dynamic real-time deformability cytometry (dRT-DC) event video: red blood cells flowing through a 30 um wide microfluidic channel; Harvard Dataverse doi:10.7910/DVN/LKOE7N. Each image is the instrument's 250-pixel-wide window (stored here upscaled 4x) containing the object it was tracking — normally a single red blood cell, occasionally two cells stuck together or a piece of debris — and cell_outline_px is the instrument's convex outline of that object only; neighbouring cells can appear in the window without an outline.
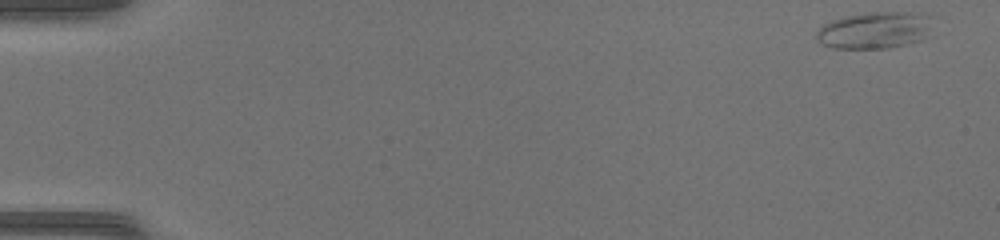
{"species": "common noctule bat (a hibernating species)", "species_latin": "Nyctalus noctula", "temperature_condition": "warm", "stored_images_in_passage": 49, "camera_frame_rate_fps": 3000, "um_per_image_px": 0.085, "animal": {"sex": "female", "body_mass_g": 17.0, "forearm_length_mm": 48.0}, "frame": {"image": 1, "passage_image": 1, "time_ms": 0.0, "image_size_px": [1000, 240], "cell_outline_px": [[928, 36], [920, 40], [908, 44], [888, 48], [832, 48], [820, 44], [816, 40], [816, 32], [824, 24], [832, 20], [848, 16], [872, 12], [920, 12], [928, 16]], "centroid_in_image_um": [74.3, 2.58], "position_along_channel_um": 10.7, "area_um2": 24.74}}
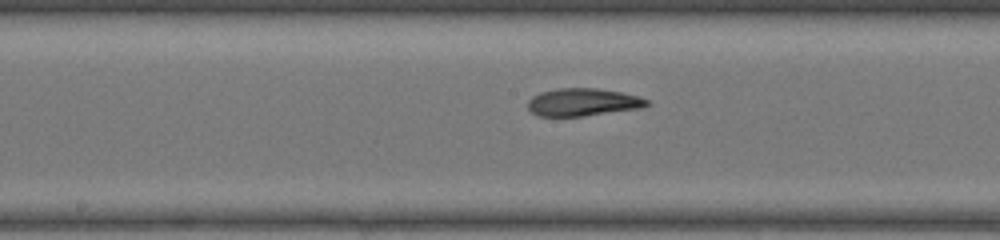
{"frame": {"image": 2, "passage_image": 26, "time_ms": 8.333, "image_size_px": [1000, 240], "cell_outline_px": [[652, 104], [640, 108], [584, 116], [540, 116], [532, 112], [528, 108], [528, 100], [532, 96], [540, 92], [560, 88], [596, 88], [620, 92], [636, 96], [648, 100]], "centroid_in_image_um": [49.53, 8.68], "position_along_channel_um": 198.7, "area_um2": 19.07}}
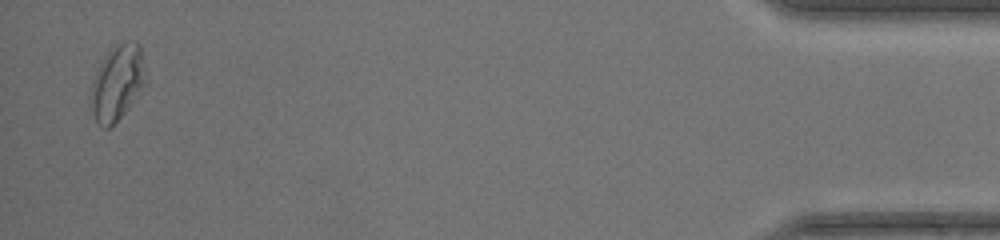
{"frame": {"image": 3, "passage_image": 48, "time_ms": 15.667, "image_size_px": [1000, 240], "cell_outline_px": [[148, 84], [128, 108], [108, 128], [104, 128], [96, 120], [92, 104], [92, 84], [104, 60], [120, 44], [140, 44], [148, 80]], "centroid_in_image_um": [10.07, 7.08], "position_along_channel_um": 425.1, "area_um2": 22.83}, "authors_computed_cell_mechanics": {"area_um2": 20.4034, "velocity_mm_per_s": 4.2194, "shape_relaxation_time_tau1_ms": 6.9593, "shape_relaxation_time_tau2_ms": 1.6511, "deformation_change_tau1": 0.2517, "deformation_change_tau2": 0.0878}}